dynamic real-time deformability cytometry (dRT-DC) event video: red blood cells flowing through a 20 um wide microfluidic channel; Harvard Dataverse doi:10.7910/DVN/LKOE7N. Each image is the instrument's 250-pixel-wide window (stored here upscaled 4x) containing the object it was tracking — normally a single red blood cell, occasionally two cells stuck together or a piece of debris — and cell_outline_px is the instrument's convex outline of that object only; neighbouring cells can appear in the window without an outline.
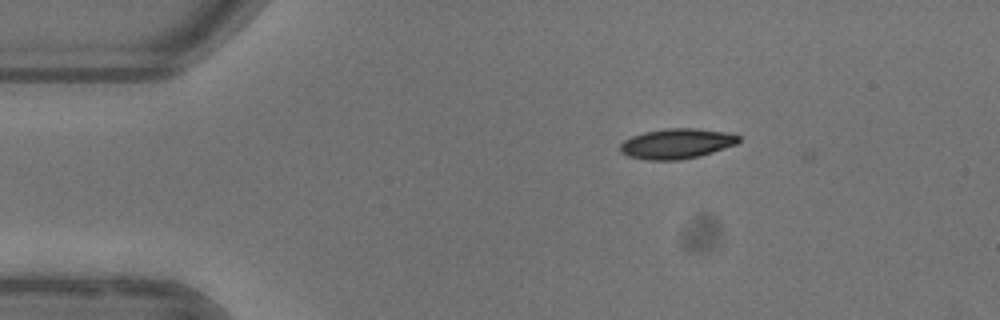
{"species": "common noctule bat (a hibernating species)", "species_latin": "Nyctalus noctula", "temperature_condition": "warm", "stored_images_in_passage": 2, "camera_frame_rate_fps": 3000, "um_per_image_px": 0.085, "animal": {"sex": "female"}, "frame": {"image": 1, "passage_image": 1, "time_ms": 0.0, "image_size_px": [1000, 320], "cell_outline_px": [[740, 140], [736, 144], [700, 156], [680, 160], [648, 160], [628, 156], [620, 152], [620, 144], [624, 140], [632, 136], [644, 132], [664, 128], [696, 128], [728, 132], [740, 136]], "centroid_in_image_um": [57.51, 12.2], "position_along_channel_um": 27.5, "area_um2": 20.92}}